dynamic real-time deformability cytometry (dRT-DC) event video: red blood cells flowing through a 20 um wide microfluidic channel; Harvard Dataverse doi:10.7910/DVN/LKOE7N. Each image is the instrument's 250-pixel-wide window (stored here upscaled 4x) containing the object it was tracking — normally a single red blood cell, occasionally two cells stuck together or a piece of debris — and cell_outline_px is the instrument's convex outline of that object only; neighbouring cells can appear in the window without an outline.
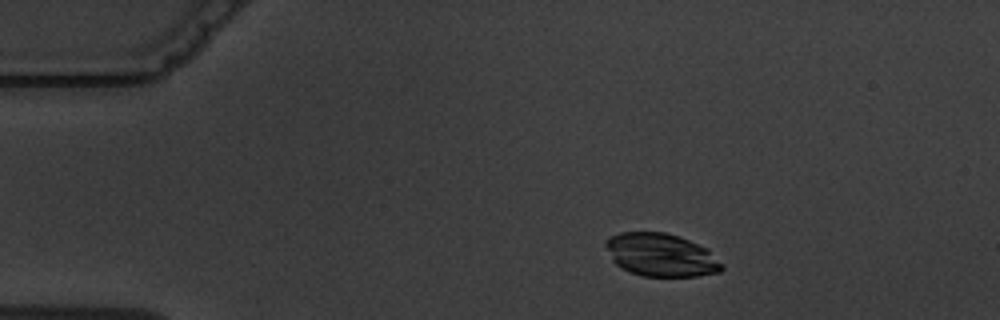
{"species": "common noctule bat (a hibernating species)", "species_latin": "Nyctalus noctula", "temperature_condition": "warm", "stored_images_in_passage": 5, "camera_frame_rate_fps": 3000, "um_per_image_px": 0.085, "animal": {"sex": "male", "body_mass_g": 19.5, "forearm_length_mm": 54.6}, "frame": {"image": 1, "passage_image": 3, "time_ms": 2.333, "image_size_px": [1000, 320], "cell_outline_px": [[724, 268], [720, 272], [696, 276], [644, 276], [628, 272], [620, 268], [612, 260], [604, 244], [604, 240], [608, 236], [620, 232], [664, 232], [688, 240], [708, 248], [724, 264]], "centroid_in_image_um": [56.17, 21.67], "position_along_channel_um": 28.8, "area_um2": 29.42}}